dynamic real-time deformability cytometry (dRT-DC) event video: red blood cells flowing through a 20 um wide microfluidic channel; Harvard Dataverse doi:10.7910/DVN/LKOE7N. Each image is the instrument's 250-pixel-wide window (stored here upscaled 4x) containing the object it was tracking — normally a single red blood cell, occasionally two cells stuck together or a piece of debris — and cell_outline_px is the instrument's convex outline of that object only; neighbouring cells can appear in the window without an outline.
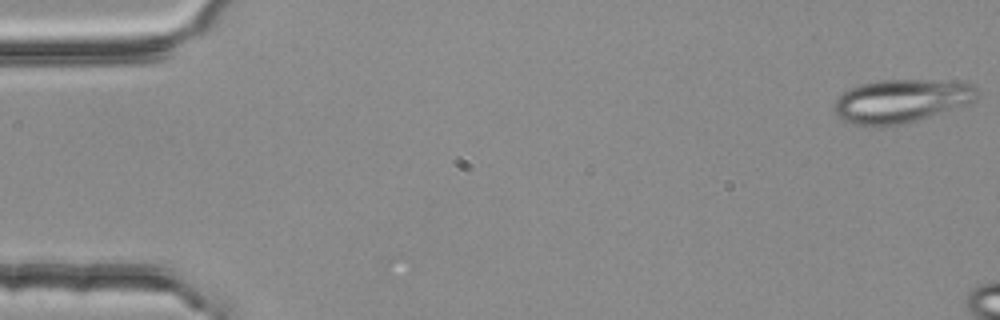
{"species": "common noctule bat (a hibernating species)", "species_latin": "Nyctalus noctula", "temperature_condition": "room temperature", "stored_images_in_passage": 3, "camera_frame_rate_fps": 3000, "um_per_image_px": 0.085, "animal": {"sex": "female", "body_mass_g": 25.1}, "frame": {"image": 1, "passage_image": 1, "time_ms": 0.0, "image_size_px": [1000, 320], "cell_outline_px": [[980, 96], [976, 100], [968, 104], [916, 120], [900, 124], [880, 128], [876, 128], [856, 124], [844, 120], [836, 116], [832, 108], [836, 100], [848, 88], [860, 84], [880, 80], [956, 80], [976, 84]], "centroid_in_image_um": [76.64, 8.57], "position_along_channel_um": 8.4, "area_um2": 36.82}}